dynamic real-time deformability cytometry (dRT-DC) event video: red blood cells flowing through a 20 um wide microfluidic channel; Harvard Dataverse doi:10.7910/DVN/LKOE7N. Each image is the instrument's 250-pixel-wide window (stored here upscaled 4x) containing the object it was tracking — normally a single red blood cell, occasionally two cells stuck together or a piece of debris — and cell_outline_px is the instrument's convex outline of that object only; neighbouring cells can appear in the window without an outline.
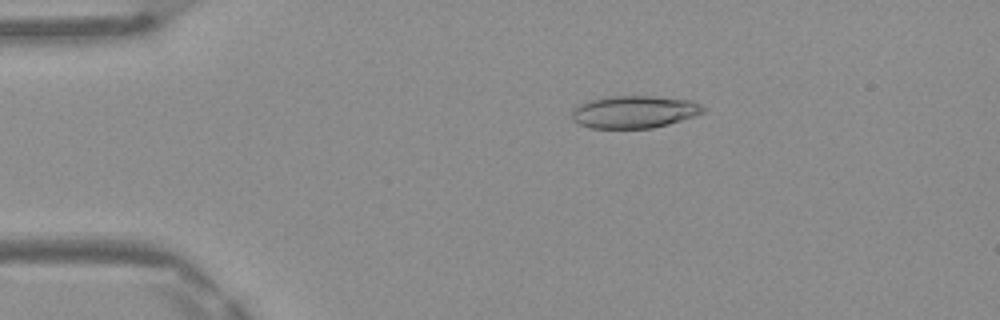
{"species": "Egyptian fruit bat (a non-hibernating species)", "species_latin": "Rousettus aegyptiacus", "temperature_condition": "warm", "stored_images_in_passage": 48, "camera_frame_rate_fps": 3000, "um_per_image_px": 0.085, "frame": {"image": 1, "passage_image": 9, "time_ms": 2.667, "image_size_px": [1000, 320], "cell_outline_px": [[704, 112], [668, 124], [652, 128], [592, 128], [580, 124], [572, 120], [572, 112], [580, 104], [588, 100], [612, 96], [652, 96], [692, 100], [700, 104], [704, 108]], "centroid_in_image_um": [53.9, 9.5], "position_along_channel_um": 31.1, "area_um2": 24.57}}
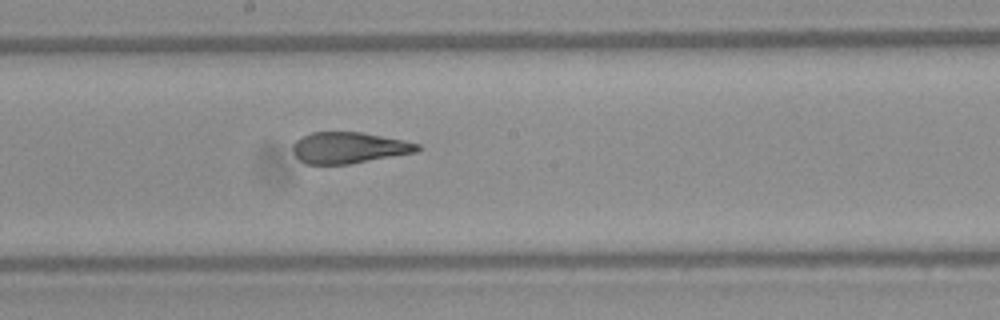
{"frame": {"image": 2, "passage_image": 26, "time_ms": 8.333, "image_size_px": [1000, 320], "cell_outline_px": [[420, 148], [416, 152], [348, 164], [304, 164], [292, 152], [292, 144], [300, 136], [312, 132], [360, 132], [404, 140], [420, 144]], "centroid_in_image_um": [29.6, 12.55], "position_along_channel_um": 218.6, "area_um2": 22.66}}
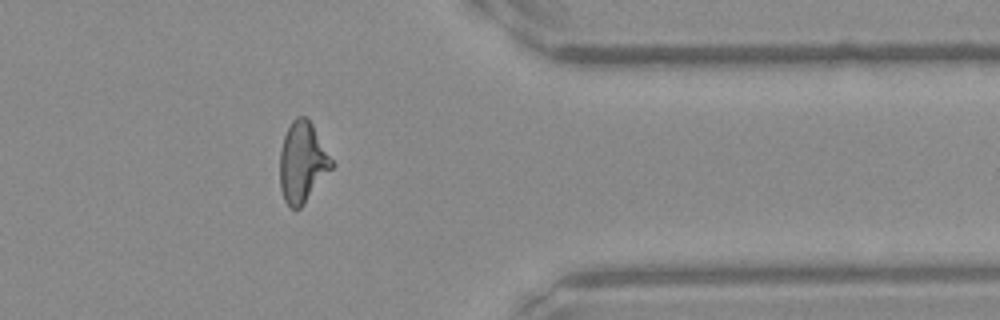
{"frame": {"image": 3, "passage_image": 39, "time_ms": 12.667, "image_size_px": [1000, 320], "cell_outline_px": [[336, 164], [300, 208], [292, 208], [284, 200], [280, 188], [280, 152], [284, 136], [292, 120], [296, 116], [308, 116]], "centroid_in_image_um": [25.73, 13.76], "position_along_channel_um": 385.7, "area_um2": 24.45}, "authors_computed_cell_mechanics": {"area_um2": 24.2471, "velocity_mm_per_s": 4.1839, "shape_relaxation_time_tau1_ms": 8.7338, "shape_relaxation_time_tau2_ms": 1.4045, "deformation_change_tau1": 0.2669, "deformation_change_tau2": 0.1047}}